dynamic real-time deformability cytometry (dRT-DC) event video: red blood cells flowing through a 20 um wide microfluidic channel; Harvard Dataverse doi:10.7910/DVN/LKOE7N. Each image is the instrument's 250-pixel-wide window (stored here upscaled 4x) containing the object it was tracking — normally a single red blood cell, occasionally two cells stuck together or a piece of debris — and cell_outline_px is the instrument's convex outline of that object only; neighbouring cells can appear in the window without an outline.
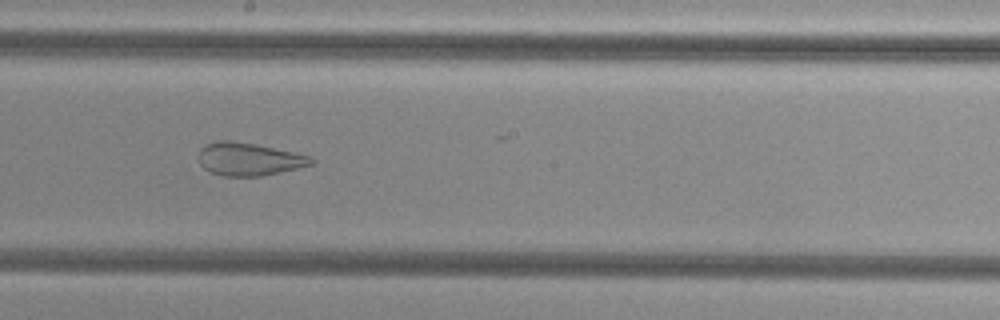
{"species": "common noctule bat (a hibernating species)", "species_latin": "Nyctalus noctula", "temperature_condition": "cold", "stored_images_in_passage": 49, "camera_frame_rate_fps": 3000, "um_per_image_px": 0.085, "animal": {"sex": "female", "body_mass_g": 29.2, "forearm_length_mm": 56.3}, "frame": {"image": 1, "passage_image": 26, "time_ms": 8.333, "image_size_px": [1000, 320], "cell_outline_px": [[316, 160], [312, 164], [280, 172], [260, 176], [224, 176], [212, 172], [204, 168], [200, 164], [196, 156], [200, 148], [204, 144], [216, 140], [232, 140], [256, 144], [312, 156]], "centroid_in_image_um": [21.11, 13.51], "position_along_channel_um": 227.1, "area_um2": 21.79}}
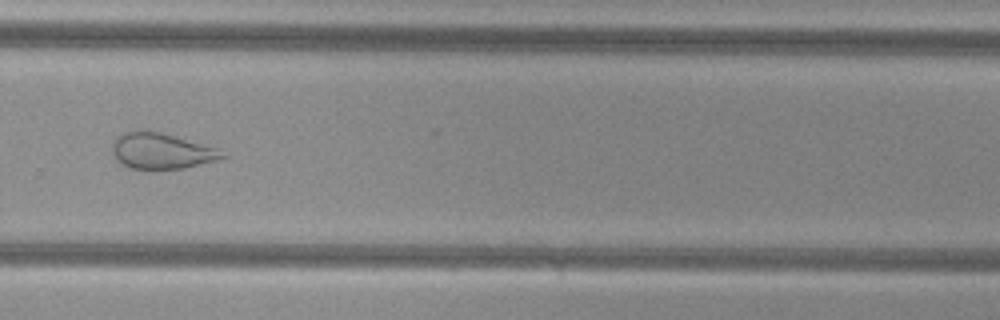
{"frame": {"image": 2, "passage_image": 33, "time_ms": 10.667, "image_size_px": [1000, 320], "cell_outline_px": [[228, 156], [216, 160], [184, 168], [152, 172], [128, 168], [116, 160], [112, 152], [112, 144], [116, 136], [124, 132], [144, 128], [160, 132], [220, 148]], "centroid_in_image_um": [13.69, 12.85], "position_along_channel_um": 316.1, "area_um2": 24.04}}
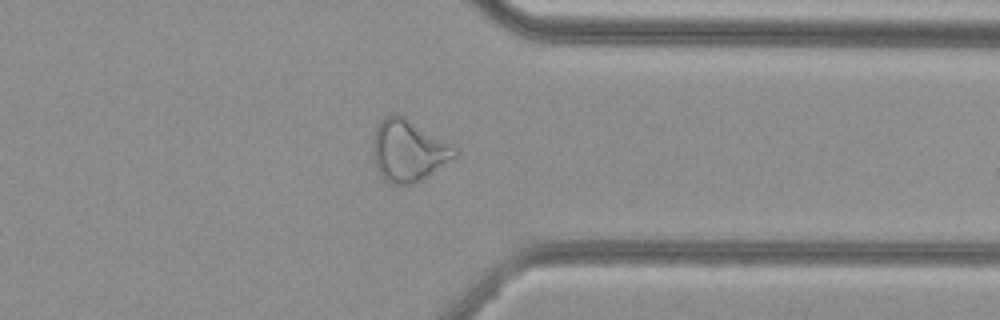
{"frame": {"image": 3, "passage_image": 38, "time_ms": 12.333, "image_size_px": [1000, 320], "cell_outline_px": [[456, 156], [428, 176], [412, 184], [396, 184], [384, 180], [380, 176], [376, 168], [372, 152], [372, 140], [376, 124], [384, 116], [392, 112], [400, 112], [452, 144], [456, 148]], "centroid_in_image_um": [34.66, 12.74], "position_along_channel_um": 376.7, "area_um2": 30.06}}